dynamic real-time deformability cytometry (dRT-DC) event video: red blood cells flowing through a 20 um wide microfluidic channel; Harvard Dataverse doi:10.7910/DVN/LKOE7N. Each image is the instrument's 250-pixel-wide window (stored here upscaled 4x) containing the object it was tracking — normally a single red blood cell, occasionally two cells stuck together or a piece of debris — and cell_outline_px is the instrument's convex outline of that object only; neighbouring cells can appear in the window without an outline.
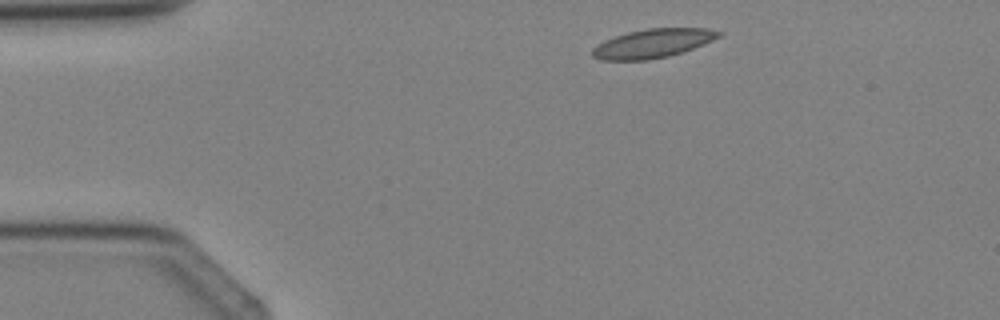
{"species": "Egyptian fruit bat (a non-hibernating species)", "species_latin": "Rousettus aegyptiacus", "temperature_condition": "cold", "stored_images_in_passage": 1, "camera_frame_rate_fps": 3000, "um_per_image_px": 0.085, "animal": {"sex": "female"}, "frame": {"image": 1, "passage_image": 1, "time_ms": 0.0, "image_size_px": [1000, 320], "cell_outline_px": [[724, 32], [720, 36], [712, 40], [692, 48], [668, 56], [648, 60], [604, 60], [592, 56], [592, 48], [596, 44], [604, 40], [628, 32], [648, 28], [708, 28]], "centroid_in_image_um": [55.47, 3.68], "position_along_channel_um": 29.5, "area_um2": 21.1}}